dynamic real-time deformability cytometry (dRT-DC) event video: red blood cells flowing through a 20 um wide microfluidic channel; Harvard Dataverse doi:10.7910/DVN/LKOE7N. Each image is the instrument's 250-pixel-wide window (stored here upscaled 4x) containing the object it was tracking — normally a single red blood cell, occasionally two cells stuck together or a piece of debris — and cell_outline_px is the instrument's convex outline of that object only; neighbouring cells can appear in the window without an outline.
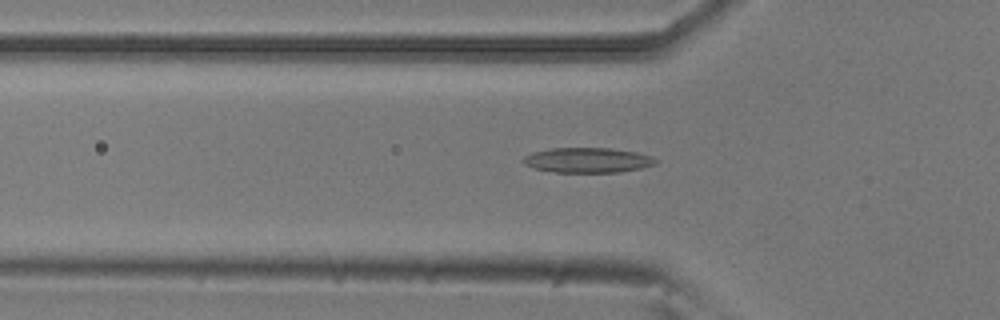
{"species": "common noctule bat (a hibernating species)", "species_latin": "Nyctalus noctula", "temperature_condition": "room temperature", "stored_images_in_passage": 39, "camera_frame_rate_fps": 3000, "um_per_image_px": 0.085, "animal": {"sex": "male", "body_mass_g": 20.5, "forearm_length_mm": 52.5}, "frame": {"image": 1, "passage_image": 11, "time_ms": 3.333, "image_size_px": [1000, 320], "cell_outline_px": [[660, 160], [656, 164], [640, 168], [620, 172], [556, 172], [536, 168], [524, 164], [520, 160], [524, 156], [532, 152], [548, 148], [608, 148], [636, 152], [652, 156]], "centroid_in_image_um": [49.95, 13.6], "position_along_channel_um": 75.9, "area_um2": 19.36}}
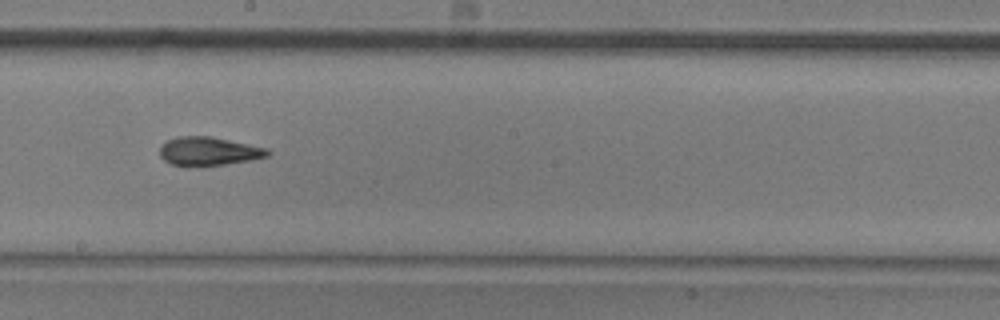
{"frame": {"image": 2, "passage_image": 23, "time_ms": 7.333, "image_size_px": [1000, 320], "cell_outline_px": [[272, 152], [268, 156], [252, 160], [224, 164], [172, 164], [164, 160], [160, 156], [160, 144], [176, 136], [212, 136], [268, 148]], "centroid_in_image_um": [17.77, 12.82], "position_along_channel_um": 230.4, "area_um2": 17.69}}
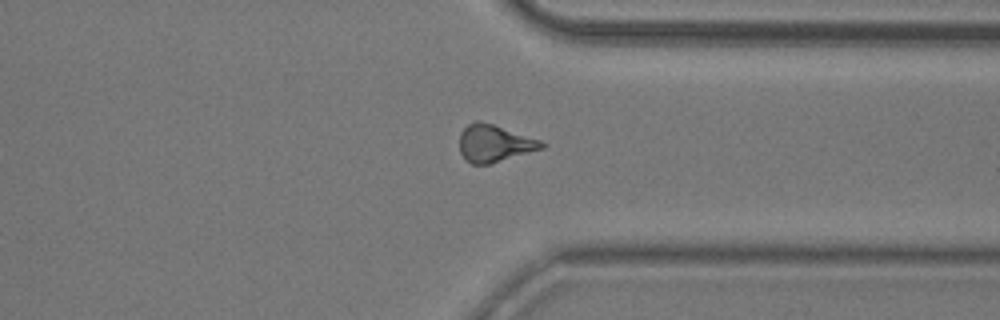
{"frame": {"image": 3, "passage_image": 34, "time_ms": 11.0, "image_size_px": [1000, 320], "cell_outline_px": [[544, 148], [492, 164], [472, 164], [464, 160], [460, 152], [460, 132], [468, 124], [476, 120], [480, 120], [540, 140], [544, 144]], "centroid_in_image_um": [41.99, 12.2], "position_along_channel_um": 369.4, "area_um2": 17.8}, "authors_computed_cell_mechanics": {"area_um2": 18.0336, "velocity_mm_per_s": 3.8397, "shape_relaxation_time_tau1_ms": 5.2212, "shape_relaxation_time_tau2_ms": 3.5081, "deformation_change_tau1": 0.1664, "deformation_change_tau2": 0.1349}}